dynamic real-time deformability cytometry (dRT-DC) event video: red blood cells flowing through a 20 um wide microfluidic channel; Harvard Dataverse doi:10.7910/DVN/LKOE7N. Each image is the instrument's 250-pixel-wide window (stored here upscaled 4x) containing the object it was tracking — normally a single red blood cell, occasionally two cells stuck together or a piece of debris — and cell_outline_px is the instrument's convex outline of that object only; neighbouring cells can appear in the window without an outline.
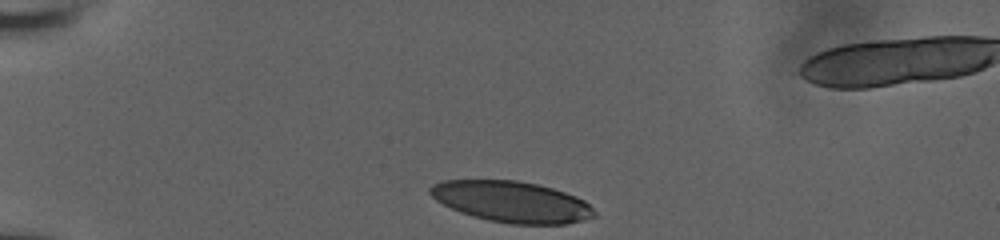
{"species": "human", "species_latin": "Homo sapiens", "temperature_condition": "room temperature", "stored_images_in_passage": 34, "camera_frame_rate_fps": 3000, "um_per_image_px": 0.085, "donor": {"sex": "male"}, "frame": {"image": 1, "passage_image": 1, "time_ms": 0.0, "image_size_px": [1000, 240], "cell_outline_px": [[596, 216], [584, 220], [568, 224], [512, 224], [488, 220], [472, 216], [460, 212], [436, 200], [428, 192], [428, 188], [432, 184], [444, 180], [516, 180], [536, 184], [552, 188], [576, 196], [584, 200], [596, 212]], "centroid_in_image_um": [43.49, 17.15], "position_along_channel_um": 41.5, "area_um2": 39.3}}
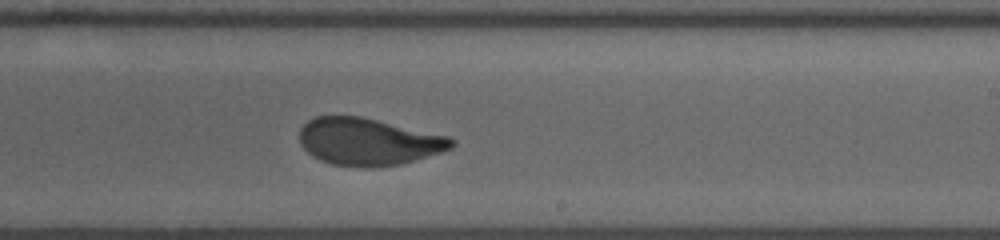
{"frame": {"image": 2, "passage_image": 22, "time_ms": 7.0, "image_size_px": [1000, 240], "cell_outline_px": [[456, 144], [452, 148], [444, 152], [416, 160], [400, 164], [364, 168], [332, 164], [320, 160], [308, 152], [300, 144], [300, 128], [308, 120], [316, 116], [360, 116], [448, 136]], "centroid_in_image_um": [31.32, 12.05], "position_along_channel_um": 257.7, "area_um2": 41.79}}
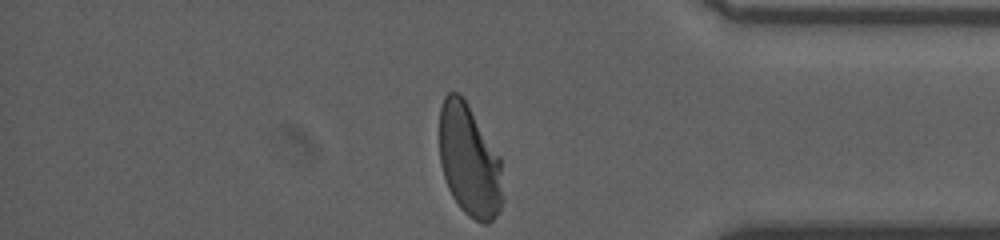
{"frame": {"image": 3, "passage_image": 34, "time_ms": 11.0, "image_size_px": [1000, 240], "cell_outline_px": [[504, 200], [496, 216], [488, 224], [484, 224], [468, 216], [460, 208], [452, 196], [448, 188], [440, 164], [440, 108], [444, 96], [448, 92], [460, 92], [468, 104], [500, 156], [504, 196]], "centroid_in_image_um": [39.91, 13.67], "position_along_channel_um": 395.3, "area_um2": 41.85}, "authors_computed_cell_mechanics": {"area_um2": 42.5697, "velocity_mm_per_s": 3.8359, "shape_relaxation_time_tau1_ms": 4.9762, "shape_relaxation_time_tau2_ms": null, "deformation_change_tau1": 0.1898, "deformation_change_tau2": null}}